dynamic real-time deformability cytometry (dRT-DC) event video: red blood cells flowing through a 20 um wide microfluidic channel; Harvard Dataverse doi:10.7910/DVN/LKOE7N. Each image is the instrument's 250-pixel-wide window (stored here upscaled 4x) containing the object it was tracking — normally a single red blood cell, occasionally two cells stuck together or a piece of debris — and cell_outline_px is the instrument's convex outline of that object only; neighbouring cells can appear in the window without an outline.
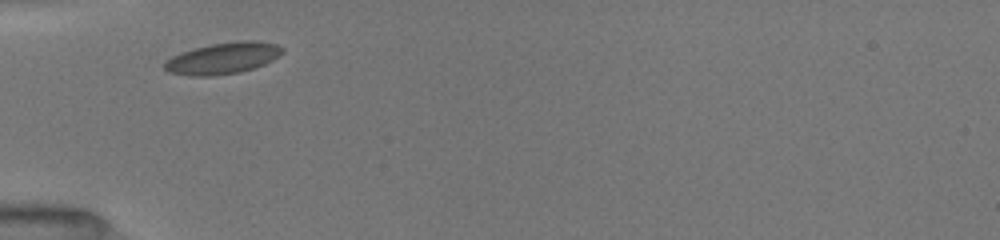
{"species": "common noctule bat (a hibernating species)", "species_latin": "Nyctalus noctula", "temperature_condition": "room temperature", "stored_images_in_passage": 6, "camera_frame_rate_fps": 3000, "um_per_image_px": 0.085, "animal": {"sex": "female", "body_mass_g": 19.5, "forearm_length_mm": 54.1}, "frame": {"image": 1, "passage_image": 1, "time_ms": 0.0, "image_size_px": [1000, 240], "cell_outline_px": [[284, 52], [280, 56], [264, 64], [240, 72], [212, 76], [188, 76], [168, 72], [164, 68], [164, 60], [172, 56], [196, 48], [212, 44], [240, 40], [256, 40], [276, 44], [284, 48]], "centroid_in_image_um": [18.96, 4.95], "position_along_channel_um": 66.0, "area_um2": 21.62}}
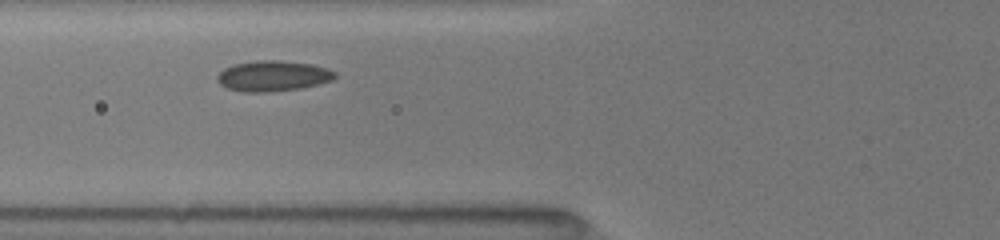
{"frame": {"image": 2, "passage_image": 4, "time_ms": 1.0, "image_size_px": [1000, 240], "cell_outline_px": [[336, 76], [332, 80], [300, 88], [268, 92], [244, 92], [228, 88], [220, 84], [216, 80], [216, 76], [224, 68], [236, 64], [256, 60], [280, 60], [312, 64], [328, 68], [336, 72]], "centroid_in_image_um": [23.19, 6.45], "position_along_channel_um": 102.6, "area_um2": 20.92}}